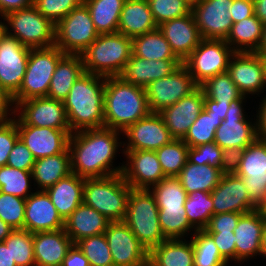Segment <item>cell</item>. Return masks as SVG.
I'll list each match as a JSON object with an SVG mask.
<instances>
[{"label":"cell","instance_id":"cell-25","mask_svg":"<svg viewBox=\"0 0 266 266\" xmlns=\"http://www.w3.org/2000/svg\"><path fill=\"white\" fill-rule=\"evenodd\" d=\"M266 213L254 210L243 214L234 229L235 262L244 263L261 255V240Z\"/></svg>","mask_w":266,"mask_h":266},{"label":"cell","instance_id":"cell-45","mask_svg":"<svg viewBox=\"0 0 266 266\" xmlns=\"http://www.w3.org/2000/svg\"><path fill=\"white\" fill-rule=\"evenodd\" d=\"M199 87L202 89L205 97L219 103H230L242 96L227 71L213 76Z\"/></svg>","mask_w":266,"mask_h":266},{"label":"cell","instance_id":"cell-16","mask_svg":"<svg viewBox=\"0 0 266 266\" xmlns=\"http://www.w3.org/2000/svg\"><path fill=\"white\" fill-rule=\"evenodd\" d=\"M233 0H195L191 13L202 39L226 40L233 22L228 12Z\"/></svg>","mask_w":266,"mask_h":266},{"label":"cell","instance_id":"cell-15","mask_svg":"<svg viewBox=\"0 0 266 266\" xmlns=\"http://www.w3.org/2000/svg\"><path fill=\"white\" fill-rule=\"evenodd\" d=\"M227 72L245 97L266 91V57L257 52H235Z\"/></svg>","mask_w":266,"mask_h":266},{"label":"cell","instance_id":"cell-62","mask_svg":"<svg viewBox=\"0 0 266 266\" xmlns=\"http://www.w3.org/2000/svg\"><path fill=\"white\" fill-rule=\"evenodd\" d=\"M0 266H17L10 254V247H7L4 242H0Z\"/></svg>","mask_w":266,"mask_h":266},{"label":"cell","instance_id":"cell-9","mask_svg":"<svg viewBox=\"0 0 266 266\" xmlns=\"http://www.w3.org/2000/svg\"><path fill=\"white\" fill-rule=\"evenodd\" d=\"M245 96L230 102V107L215 132L214 142L223 149L230 158L250 145L257 138L256 119L254 121L244 112ZM251 120H249V119ZM253 121V122H252Z\"/></svg>","mask_w":266,"mask_h":266},{"label":"cell","instance_id":"cell-34","mask_svg":"<svg viewBox=\"0 0 266 266\" xmlns=\"http://www.w3.org/2000/svg\"><path fill=\"white\" fill-rule=\"evenodd\" d=\"M70 173L71 155L68 148L64 153L37 159L32 169V183L37 190H46Z\"/></svg>","mask_w":266,"mask_h":266},{"label":"cell","instance_id":"cell-54","mask_svg":"<svg viewBox=\"0 0 266 266\" xmlns=\"http://www.w3.org/2000/svg\"><path fill=\"white\" fill-rule=\"evenodd\" d=\"M35 161L36 159L31 151L19 138L9 153L7 166L24 171H32Z\"/></svg>","mask_w":266,"mask_h":266},{"label":"cell","instance_id":"cell-59","mask_svg":"<svg viewBox=\"0 0 266 266\" xmlns=\"http://www.w3.org/2000/svg\"><path fill=\"white\" fill-rule=\"evenodd\" d=\"M230 107V103H219L213 99L204 98V107L203 109L208 114H213L216 117L220 118L221 120L225 119V116L228 112V109Z\"/></svg>","mask_w":266,"mask_h":266},{"label":"cell","instance_id":"cell-43","mask_svg":"<svg viewBox=\"0 0 266 266\" xmlns=\"http://www.w3.org/2000/svg\"><path fill=\"white\" fill-rule=\"evenodd\" d=\"M221 123L220 118L208 114L203 109L182 140L188 147L212 143L215 140V132Z\"/></svg>","mask_w":266,"mask_h":266},{"label":"cell","instance_id":"cell-51","mask_svg":"<svg viewBox=\"0 0 266 266\" xmlns=\"http://www.w3.org/2000/svg\"><path fill=\"white\" fill-rule=\"evenodd\" d=\"M0 218L14 230H24L25 199L0 192Z\"/></svg>","mask_w":266,"mask_h":266},{"label":"cell","instance_id":"cell-68","mask_svg":"<svg viewBox=\"0 0 266 266\" xmlns=\"http://www.w3.org/2000/svg\"><path fill=\"white\" fill-rule=\"evenodd\" d=\"M257 210H260L266 213V189L264 190L263 198L261 201L256 205Z\"/></svg>","mask_w":266,"mask_h":266},{"label":"cell","instance_id":"cell-52","mask_svg":"<svg viewBox=\"0 0 266 266\" xmlns=\"http://www.w3.org/2000/svg\"><path fill=\"white\" fill-rule=\"evenodd\" d=\"M83 0H34L36 9L53 24L66 17Z\"/></svg>","mask_w":266,"mask_h":266},{"label":"cell","instance_id":"cell-67","mask_svg":"<svg viewBox=\"0 0 266 266\" xmlns=\"http://www.w3.org/2000/svg\"><path fill=\"white\" fill-rule=\"evenodd\" d=\"M260 55L266 57V25H264L263 37L259 49L256 51Z\"/></svg>","mask_w":266,"mask_h":266},{"label":"cell","instance_id":"cell-27","mask_svg":"<svg viewBox=\"0 0 266 266\" xmlns=\"http://www.w3.org/2000/svg\"><path fill=\"white\" fill-rule=\"evenodd\" d=\"M183 62L181 60H147L132 54L120 77L145 88L152 81L171 75Z\"/></svg>","mask_w":266,"mask_h":266},{"label":"cell","instance_id":"cell-3","mask_svg":"<svg viewBox=\"0 0 266 266\" xmlns=\"http://www.w3.org/2000/svg\"><path fill=\"white\" fill-rule=\"evenodd\" d=\"M150 112L145 88L128 83L120 76L106 77L104 127L123 132Z\"/></svg>","mask_w":266,"mask_h":266},{"label":"cell","instance_id":"cell-24","mask_svg":"<svg viewBox=\"0 0 266 266\" xmlns=\"http://www.w3.org/2000/svg\"><path fill=\"white\" fill-rule=\"evenodd\" d=\"M204 93L200 87L177 103L162 109V117L166 128L175 139H183L190 126L198 118L204 107Z\"/></svg>","mask_w":266,"mask_h":266},{"label":"cell","instance_id":"cell-14","mask_svg":"<svg viewBox=\"0 0 266 266\" xmlns=\"http://www.w3.org/2000/svg\"><path fill=\"white\" fill-rule=\"evenodd\" d=\"M198 87L188 69L182 64L171 75L152 81L145 87L149 110L159 113Z\"/></svg>","mask_w":266,"mask_h":266},{"label":"cell","instance_id":"cell-19","mask_svg":"<svg viewBox=\"0 0 266 266\" xmlns=\"http://www.w3.org/2000/svg\"><path fill=\"white\" fill-rule=\"evenodd\" d=\"M122 133V137L125 135L127 138V141H123V147L120 149L122 151H156L175 139L166 128L162 117L155 112H150Z\"/></svg>","mask_w":266,"mask_h":266},{"label":"cell","instance_id":"cell-11","mask_svg":"<svg viewBox=\"0 0 266 266\" xmlns=\"http://www.w3.org/2000/svg\"><path fill=\"white\" fill-rule=\"evenodd\" d=\"M231 170L242 178L250 199L257 205L266 189V139L256 138L231 158Z\"/></svg>","mask_w":266,"mask_h":266},{"label":"cell","instance_id":"cell-38","mask_svg":"<svg viewBox=\"0 0 266 266\" xmlns=\"http://www.w3.org/2000/svg\"><path fill=\"white\" fill-rule=\"evenodd\" d=\"M132 54L147 60H180L158 28L132 38Z\"/></svg>","mask_w":266,"mask_h":266},{"label":"cell","instance_id":"cell-60","mask_svg":"<svg viewBox=\"0 0 266 266\" xmlns=\"http://www.w3.org/2000/svg\"><path fill=\"white\" fill-rule=\"evenodd\" d=\"M34 4V0H0V18L6 14L25 9Z\"/></svg>","mask_w":266,"mask_h":266},{"label":"cell","instance_id":"cell-53","mask_svg":"<svg viewBox=\"0 0 266 266\" xmlns=\"http://www.w3.org/2000/svg\"><path fill=\"white\" fill-rule=\"evenodd\" d=\"M18 139L16 120L11 115L0 123V167L7 165L9 153Z\"/></svg>","mask_w":266,"mask_h":266},{"label":"cell","instance_id":"cell-22","mask_svg":"<svg viewBox=\"0 0 266 266\" xmlns=\"http://www.w3.org/2000/svg\"><path fill=\"white\" fill-rule=\"evenodd\" d=\"M20 140L31 151L34 158L64 153L69 148L71 130H59L33 125H17Z\"/></svg>","mask_w":266,"mask_h":266},{"label":"cell","instance_id":"cell-42","mask_svg":"<svg viewBox=\"0 0 266 266\" xmlns=\"http://www.w3.org/2000/svg\"><path fill=\"white\" fill-rule=\"evenodd\" d=\"M194 250V266H227L213 238L205 231L198 230L191 237Z\"/></svg>","mask_w":266,"mask_h":266},{"label":"cell","instance_id":"cell-33","mask_svg":"<svg viewBox=\"0 0 266 266\" xmlns=\"http://www.w3.org/2000/svg\"><path fill=\"white\" fill-rule=\"evenodd\" d=\"M85 72L80 55L65 54L52 75L47 97L64 101L73 84Z\"/></svg>","mask_w":266,"mask_h":266},{"label":"cell","instance_id":"cell-56","mask_svg":"<svg viewBox=\"0 0 266 266\" xmlns=\"http://www.w3.org/2000/svg\"><path fill=\"white\" fill-rule=\"evenodd\" d=\"M214 240L219 253L229 263L235 261L234 232H207Z\"/></svg>","mask_w":266,"mask_h":266},{"label":"cell","instance_id":"cell-28","mask_svg":"<svg viewBox=\"0 0 266 266\" xmlns=\"http://www.w3.org/2000/svg\"><path fill=\"white\" fill-rule=\"evenodd\" d=\"M73 244L64 229L33 233L36 266H61Z\"/></svg>","mask_w":266,"mask_h":266},{"label":"cell","instance_id":"cell-48","mask_svg":"<svg viewBox=\"0 0 266 266\" xmlns=\"http://www.w3.org/2000/svg\"><path fill=\"white\" fill-rule=\"evenodd\" d=\"M17 266H36L33 234L27 230H14L4 241Z\"/></svg>","mask_w":266,"mask_h":266},{"label":"cell","instance_id":"cell-32","mask_svg":"<svg viewBox=\"0 0 266 266\" xmlns=\"http://www.w3.org/2000/svg\"><path fill=\"white\" fill-rule=\"evenodd\" d=\"M148 266H194V250L191 239H166L152 248Z\"/></svg>","mask_w":266,"mask_h":266},{"label":"cell","instance_id":"cell-20","mask_svg":"<svg viewBox=\"0 0 266 266\" xmlns=\"http://www.w3.org/2000/svg\"><path fill=\"white\" fill-rule=\"evenodd\" d=\"M122 152L126 157V162L123 161L121 174L132 188L150 189L166 177L155 151L136 150Z\"/></svg>","mask_w":266,"mask_h":266},{"label":"cell","instance_id":"cell-47","mask_svg":"<svg viewBox=\"0 0 266 266\" xmlns=\"http://www.w3.org/2000/svg\"><path fill=\"white\" fill-rule=\"evenodd\" d=\"M187 161L221 168L224 172L231 170V158L215 142L189 147Z\"/></svg>","mask_w":266,"mask_h":266},{"label":"cell","instance_id":"cell-6","mask_svg":"<svg viewBox=\"0 0 266 266\" xmlns=\"http://www.w3.org/2000/svg\"><path fill=\"white\" fill-rule=\"evenodd\" d=\"M159 208L149 189L132 188L124 222L149 252L167 238L160 227Z\"/></svg>","mask_w":266,"mask_h":266},{"label":"cell","instance_id":"cell-57","mask_svg":"<svg viewBox=\"0 0 266 266\" xmlns=\"http://www.w3.org/2000/svg\"><path fill=\"white\" fill-rule=\"evenodd\" d=\"M228 12L231 14L233 23L239 22L254 15V2L253 0H233Z\"/></svg>","mask_w":266,"mask_h":266},{"label":"cell","instance_id":"cell-23","mask_svg":"<svg viewBox=\"0 0 266 266\" xmlns=\"http://www.w3.org/2000/svg\"><path fill=\"white\" fill-rule=\"evenodd\" d=\"M62 219L45 190H37L25 199L24 230L29 232L64 229Z\"/></svg>","mask_w":266,"mask_h":266},{"label":"cell","instance_id":"cell-64","mask_svg":"<svg viewBox=\"0 0 266 266\" xmlns=\"http://www.w3.org/2000/svg\"><path fill=\"white\" fill-rule=\"evenodd\" d=\"M12 106L10 99L7 95L0 89V116H11Z\"/></svg>","mask_w":266,"mask_h":266},{"label":"cell","instance_id":"cell-63","mask_svg":"<svg viewBox=\"0 0 266 266\" xmlns=\"http://www.w3.org/2000/svg\"><path fill=\"white\" fill-rule=\"evenodd\" d=\"M254 15L266 25V0H253Z\"/></svg>","mask_w":266,"mask_h":266},{"label":"cell","instance_id":"cell-66","mask_svg":"<svg viewBox=\"0 0 266 266\" xmlns=\"http://www.w3.org/2000/svg\"><path fill=\"white\" fill-rule=\"evenodd\" d=\"M266 258V217L263 226L262 240H261V255Z\"/></svg>","mask_w":266,"mask_h":266},{"label":"cell","instance_id":"cell-2","mask_svg":"<svg viewBox=\"0 0 266 266\" xmlns=\"http://www.w3.org/2000/svg\"><path fill=\"white\" fill-rule=\"evenodd\" d=\"M106 77L84 72L63 101L71 133L104 127Z\"/></svg>","mask_w":266,"mask_h":266},{"label":"cell","instance_id":"cell-55","mask_svg":"<svg viewBox=\"0 0 266 266\" xmlns=\"http://www.w3.org/2000/svg\"><path fill=\"white\" fill-rule=\"evenodd\" d=\"M244 213L227 212L222 214H213L206 232H234L240 217Z\"/></svg>","mask_w":266,"mask_h":266},{"label":"cell","instance_id":"cell-18","mask_svg":"<svg viewBox=\"0 0 266 266\" xmlns=\"http://www.w3.org/2000/svg\"><path fill=\"white\" fill-rule=\"evenodd\" d=\"M104 234L114 266H148L149 252L124 221L110 222Z\"/></svg>","mask_w":266,"mask_h":266},{"label":"cell","instance_id":"cell-49","mask_svg":"<svg viewBox=\"0 0 266 266\" xmlns=\"http://www.w3.org/2000/svg\"><path fill=\"white\" fill-rule=\"evenodd\" d=\"M75 244L89 260L90 266H114L104 233L82 238Z\"/></svg>","mask_w":266,"mask_h":266},{"label":"cell","instance_id":"cell-39","mask_svg":"<svg viewBox=\"0 0 266 266\" xmlns=\"http://www.w3.org/2000/svg\"><path fill=\"white\" fill-rule=\"evenodd\" d=\"M185 211L190 225L196 230H205L214 214L210 192L189 193L185 201Z\"/></svg>","mask_w":266,"mask_h":266},{"label":"cell","instance_id":"cell-29","mask_svg":"<svg viewBox=\"0 0 266 266\" xmlns=\"http://www.w3.org/2000/svg\"><path fill=\"white\" fill-rule=\"evenodd\" d=\"M110 222L104 215L82 202L65 220L64 230L75 244L82 238L103 234Z\"/></svg>","mask_w":266,"mask_h":266},{"label":"cell","instance_id":"cell-61","mask_svg":"<svg viewBox=\"0 0 266 266\" xmlns=\"http://www.w3.org/2000/svg\"><path fill=\"white\" fill-rule=\"evenodd\" d=\"M262 99L259 103V108L256 111V125H257V137L260 139H266V94L261 96Z\"/></svg>","mask_w":266,"mask_h":266},{"label":"cell","instance_id":"cell-10","mask_svg":"<svg viewBox=\"0 0 266 266\" xmlns=\"http://www.w3.org/2000/svg\"><path fill=\"white\" fill-rule=\"evenodd\" d=\"M87 6L81 2L55 25V46L64 54L80 55L97 37Z\"/></svg>","mask_w":266,"mask_h":266},{"label":"cell","instance_id":"cell-17","mask_svg":"<svg viewBox=\"0 0 266 266\" xmlns=\"http://www.w3.org/2000/svg\"><path fill=\"white\" fill-rule=\"evenodd\" d=\"M30 49L6 33L0 39V89L9 99L20 89Z\"/></svg>","mask_w":266,"mask_h":266},{"label":"cell","instance_id":"cell-21","mask_svg":"<svg viewBox=\"0 0 266 266\" xmlns=\"http://www.w3.org/2000/svg\"><path fill=\"white\" fill-rule=\"evenodd\" d=\"M214 214L249 213L257 210L241 177L232 170L224 172L219 184L211 191Z\"/></svg>","mask_w":266,"mask_h":266},{"label":"cell","instance_id":"cell-36","mask_svg":"<svg viewBox=\"0 0 266 266\" xmlns=\"http://www.w3.org/2000/svg\"><path fill=\"white\" fill-rule=\"evenodd\" d=\"M224 171L207 164L198 165L187 161L176 176L187 195L196 191L210 192L219 184Z\"/></svg>","mask_w":266,"mask_h":266},{"label":"cell","instance_id":"cell-40","mask_svg":"<svg viewBox=\"0 0 266 266\" xmlns=\"http://www.w3.org/2000/svg\"><path fill=\"white\" fill-rule=\"evenodd\" d=\"M158 208L160 227L167 239L187 238L196 232L187 219L185 206Z\"/></svg>","mask_w":266,"mask_h":266},{"label":"cell","instance_id":"cell-26","mask_svg":"<svg viewBox=\"0 0 266 266\" xmlns=\"http://www.w3.org/2000/svg\"><path fill=\"white\" fill-rule=\"evenodd\" d=\"M158 29L182 62L202 40L192 13L163 22Z\"/></svg>","mask_w":266,"mask_h":266},{"label":"cell","instance_id":"cell-30","mask_svg":"<svg viewBox=\"0 0 266 266\" xmlns=\"http://www.w3.org/2000/svg\"><path fill=\"white\" fill-rule=\"evenodd\" d=\"M84 182L85 178L70 173L45 190L64 221L83 202Z\"/></svg>","mask_w":266,"mask_h":266},{"label":"cell","instance_id":"cell-5","mask_svg":"<svg viewBox=\"0 0 266 266\" xmlns=\"http://www.w3.org/2000/svg\"><path fill=\"white\" fill-rule=\"evenodd\" d=\"M131 189L122 174L104 178H85L83 203L94 208L111 222L123 221Z\"/></svg>","mask_w":266,"mask_h":266},{"label":"cell","instance_id":"cell-41","mask_svg":"<svg viewBox=\"0 0 266 266\" xmlns=\"http://www.w3.org/2000/svg\"><path fill=\"white\" fill-rule=\"evenodd\" d=\"M188 150L189 147L182 139H174L155 151L166 177H176L181 172L187 163Z\"/></svg>","mask_w":266,"mask_h":266},{"label":"cell","instance_id":"cell-46","mask_svg":"<svg viewBox=\"0 0 266 266\" xmlns=\"http://www.w3.org/2000/svg\"><path fill=\"white\" fill-rule=\"evenodd\" d=\"M158 207H180L185 205L187 193L177 177H165L149 189Z\"/></svg>","mask_w":266,"mask_h":266},{"label":"cell","instance_id":"cell-69","mask_svg":"<svg viewBox=\"0 0 266 266\" xmlns=\"http://www.w3.org/2000/svg\"><path fill=\"white\" fill-rule=\"evenodd\" d=\"M5 33V23L0 20V39L4 36Z\"/></svg>","mask_w":266,"mask_h":266},{"label":"cell","instance_id":"cell-4","mask_svg":"<svg viewBox=\"0 0 266 266\" xmlns=\"http://www.w3.org/2000/svg\"><path fill=\"white\" fill-rule=\"evenodd\" d=\"M80 56L86 73L120 76L132 56V39L119 32L99 34Z\"/></svg>","mask_w":266,"mask_h":266},{"label":"cell","instance_id":"cell-7","mask_svg":"<svg viewBox=\"0 0 266 266\" xmlns=\"http://www.w3.org/2000/svg\"><path fill=\"white\" fill-rule=\"evenodd\" d=\"M64 55L55 45L48 48H31L20 89L10 98L11 106L27 99L47 97L52 75Z\"/></svg>","mask_w":266,"mask_h":266},{"label":"cell","instance_id":"cell-70","mask_svg":"<svg viewBox=\"0 0 266 266\" xmlns=\"http://www.w3.org/2000/svg\"><path fill=\"white\" fill-rule=\"evenodd\" d=\"M7 117H10V116H0V123Z\"/></svg>","mask_w":266,"mask_h":266},{"label":"cell","instance_id":"cell-65","mask_svg":"<svg viewBox=\"0 0 266 266\" xmlns=\"http://www.w3.org/2000/svg\"><path fill=\"white\" fill-rule=\"evenodd\" d=\"M13 231L14 229L0 218V242H3Z\"/></svg>","mask_w":266,"mask_h":266},{"label":"cell","instance_id":"cell-31","mask_svg":"<svg viewBox=\"0 0 266 266\" xmlns=\"http://www.w3.org/2000/svg\"><path fill=\"white\" fill-rule=\"evenodd\" d=\"M158 28L147 0H126L121 11L118 32L134 38Z\"/></svg>","mask_w":266,"mask_h":266},{"label":"cell","instance_id":"cell-35","mask_svg":"<svg viewBox=\"0 0 266 266\" xmlns=\"http://www.w3.org/2000/svg\"><path fill=\"white\" fill-rule=\"evenodd\" d=\"M264 24L255 16L233 23L226 43L235 52H256L262 41Z\"/></svg>","mask_w":266,"mask_h":266},{"label":"cell","instance_id":"cell-37","mask_svg":"<svg viewBox=\"0 0 266 266\" xmlns=\"http://www.w3.org/2000/svg\"><path fill=\"white\" fill-rule=\"evenodd\" d=\"M126 0H83L99 34L118 32L122 8Z\"/></svg>","mask_w":266,"mask_h":266},{"label":"cell","instance_id":"cell-8","mask_svg":"<svg viewBox=\"0 0 266 266\" xmlns=\"http://www.w3.org/2000/svg\"><path fill=\"white\" fill-rule=\"evenodd\" d=\"M2 19L6 34L14 37L24 46L48 48L55 44V24L44 17L34 5L12 11Z\"/></svg>","mask_w":266,"mask_h":266},{"label":"cell","instance_id":"cell-12","mask_svg":"<svg viewBox=\"0 0 266 266\" xmlns=\"http://www.w3.org/2000/svg\"><path fill=\"white\" fill-rule=\"evenodd\" d=\"M235 51L225 40L202 39L183 65L200 86L208 79L228 70L230 58Z\"/></svg>","mask_w":266,"mask_h":266},{"label":"cell","instance_id":"cell-58","mask_svg":"<svg viewBox=\"0 0 266 266\" xmlns=\"http://www.w3.org/2000/svg\"><path fill=\"white\" fill-rule=\"evenodd\" d=\"M61 266H90L89 260L76 244L68 250Z\"/></svg>","mask_w":266,"mask_h":266},{"label":"cell","instance_id":"cell-50","mask_svg":"<svg viewBox=\"0 0 266 266\" xmlns=\"http://www.w3.org/2000/svg\"><path fill=\"white\" fill-rule=\"evenodd\" d=\"M156 24L179 18L191 13L187 0H147Z\"/></svg>","mask_w":266,"mask_h":266},{"label":"cell","instance_id":"cell-71","mask_svg":"<svg viewBox=\"0 0 266 266\" xmlns=\"http://www.w3.org/2000/svg\"><path fill=\"white\" fill-rule=\"evenodd\" d=\"M191 5L195 0H187Z\"/></svg>","mask_w":266,"mask_h":266},{"label":"cell","instance_id":"cell-44","mask_svg":"<svg viewBox=\"0 0 266 266\" xmlns=\"http://www.w3.org/2000/svg\"><path fill=\"white\" fill-rule=\"evenodd\" d=\"M32 171H24L10 166L0 167V192L26 199L33 192ZM30 189V190H29Z\"/></svg>","mask_w":266,"mask_h":266},{"label":"cell","instance_id":"cell-13","mask_svg":"<svg viewBox=\"0 0 266 266\" xmlns=\"http://www.w3.org/2000/svg\"><path fill=\"white\" fill-rule=\"evenodd\" d=\"M16 125H33L70 130L64 103L49 97H36L16 103L12 107Z\"/></svg>","mask_w":266,"mask_h":266},{"label":"cell","instance_id":"cell-1","mask_svg":"<svg viewBox=\"0 0 266 266\" xmlns=\"http://www.w3.org/2000/svg\"><path fill=\"white\" fill-rule=\"evenodd\" d=\"M121 135V131L107 127L72 133L69 139L72 173L83 178L121 174L123 163L113 166L119 147H123Z\"/></svg>","mask_w":266,"mask_h":266}]
</instances>
